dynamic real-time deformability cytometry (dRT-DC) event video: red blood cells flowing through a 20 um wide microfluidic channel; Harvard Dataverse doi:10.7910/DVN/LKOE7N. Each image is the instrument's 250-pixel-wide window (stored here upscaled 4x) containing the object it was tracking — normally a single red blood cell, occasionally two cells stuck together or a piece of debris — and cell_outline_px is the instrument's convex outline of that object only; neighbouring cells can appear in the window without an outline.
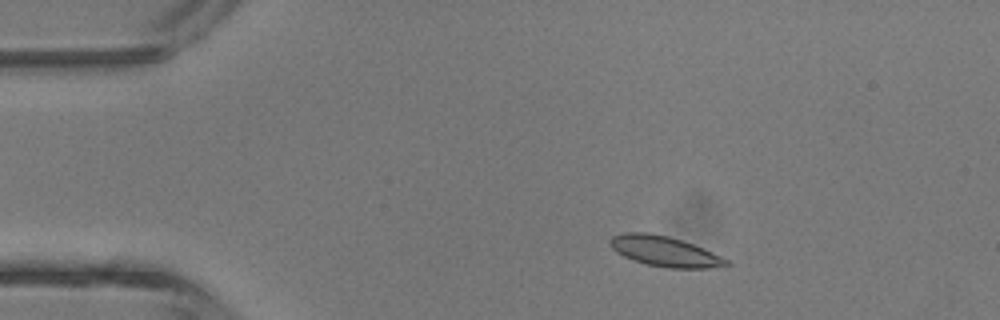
{"species": "common noctule bat (a hibernating species)", "species_latin": "Nyctalus noctula", "temperature_condition": "room temperature", "stored_images_in_passage": 3, "camera_frame_rate_fps": 3000, "um_per_image_px": 0.085, "animal": {"sex": "male", "body_mass_g": 13.3}, "frame": {"image": 1, "passage_image": 1, "time_ms": 0.0, "image_size_px": [1000, 320], "cell_outline_px": [[732, 264], [708, 268], [664, 268], [632, 260], [616, 252], [608, 244], [608, 240], [612, 236], [624, 232], [648, 232], [668, 236], [692, 244], [712, 252], [728, 260]], "centroid_in_image_um": [56.44, 21.36], "position_along_channel_um": 28.6, "area_um2": 20.46}}